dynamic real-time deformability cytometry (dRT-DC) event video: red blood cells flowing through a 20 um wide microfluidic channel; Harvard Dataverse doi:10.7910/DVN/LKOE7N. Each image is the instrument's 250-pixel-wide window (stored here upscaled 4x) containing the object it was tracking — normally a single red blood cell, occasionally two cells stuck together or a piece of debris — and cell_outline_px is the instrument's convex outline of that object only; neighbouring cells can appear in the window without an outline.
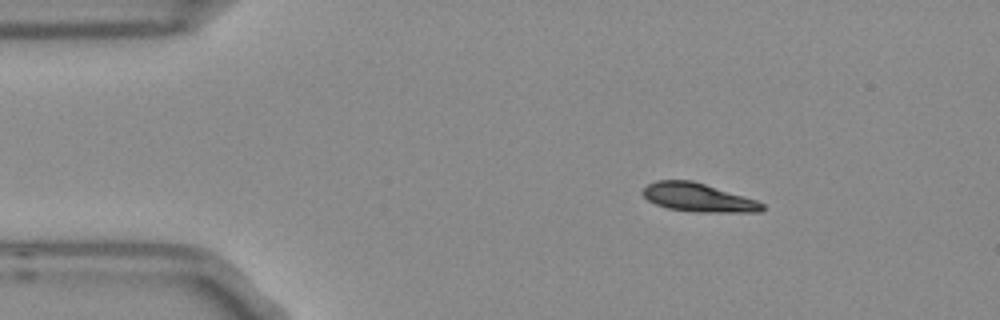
{"species": "Egyptian fruit bat (a non-hibernating species)", "species_latin": "Rousettus aegyptiacus", "temperature_condition": "room temperature", "stored_images_in_passage": 4, "segment_of_instrument_passage": [1, 2], "camera_frame_rate_fps": 3000, "um_per_image_px": 0.085, "frame": {"image": 1, "passage_image": 1, "time_ms": 0.0, "image_size_px": [1000, 320], "cell_outline_px": [[764, 208], [760, 212], [700, 212], [668, 208], [656, 204], [648, 200], [640, 192], [648, 184], [656, 180], [692, 180], [756, 200], [764, 204]], "centroid_in_image_um": [59.32, 16.78], "position_along_channel_um": 25.7, "area_um2": 19.65}}
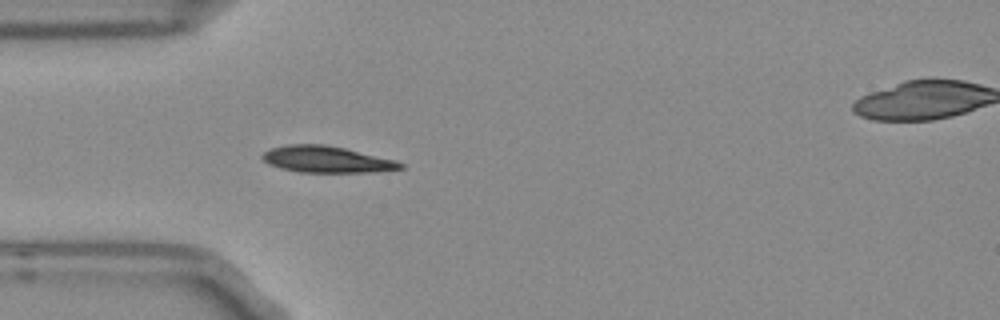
{"frame": {"image": 2, "passage_image": 3, "time_ms": 0.667, "image_size_px": [1000, 320], "cell_outline_px": [[404, 168], [372, 172], [300, 172], [280, 168], [268, 164], [260, 156], [264, 152], [272, 148], [288, 144], [324, 144], [344, 148], [396, 160], [404, 164]], "centroid_in_image_um": [27.75, 13.55], "position_along_channel_um": 57.2, "area_um2": 21.21}}